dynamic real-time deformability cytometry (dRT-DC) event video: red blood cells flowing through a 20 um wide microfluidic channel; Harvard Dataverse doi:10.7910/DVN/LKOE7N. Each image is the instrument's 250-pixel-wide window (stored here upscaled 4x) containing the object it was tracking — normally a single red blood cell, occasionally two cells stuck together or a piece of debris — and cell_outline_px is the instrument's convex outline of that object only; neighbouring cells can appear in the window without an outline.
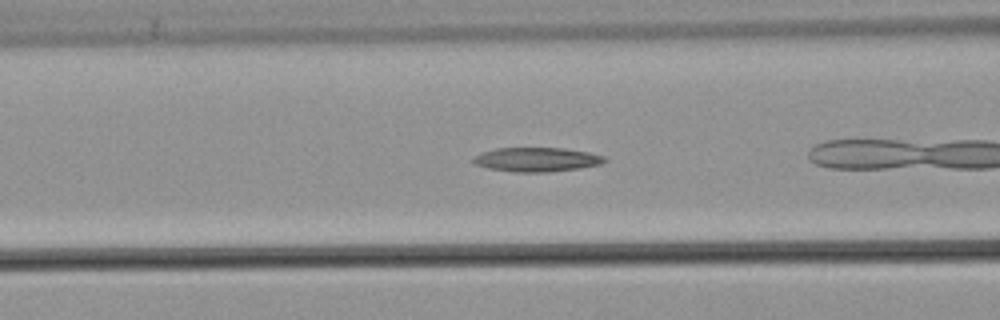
{"species": "common noctule bat (a hibernating species)", "species_latin": "Nyctalus noctula", "temperature_condition": "warm", "stored_images_in_passage": 24, "camera_frame_rate_fps": 3000, "um_per_image_px": 0.085, "animal": {"sex": "male", "body_mass_g": 21.5, "forearm_length_mm": 52.0}, "frame": {"image": 1, "passage_image": 4, "time_ms": 1.0, "image_size_px": [1000, 320], "cell_outline_px": [[608, 160], [600, 164], [580, 168], [548, 172], [516, 172], [488, 168], [472, 164], [472, 156], [480, 152], [496, 148], [564, 148], [588, 152], [604, 156]], "centroid_in_image_um": [45.57, 13.56], "position_along_channel_um": 121.0, "area_um2": 18.67}}